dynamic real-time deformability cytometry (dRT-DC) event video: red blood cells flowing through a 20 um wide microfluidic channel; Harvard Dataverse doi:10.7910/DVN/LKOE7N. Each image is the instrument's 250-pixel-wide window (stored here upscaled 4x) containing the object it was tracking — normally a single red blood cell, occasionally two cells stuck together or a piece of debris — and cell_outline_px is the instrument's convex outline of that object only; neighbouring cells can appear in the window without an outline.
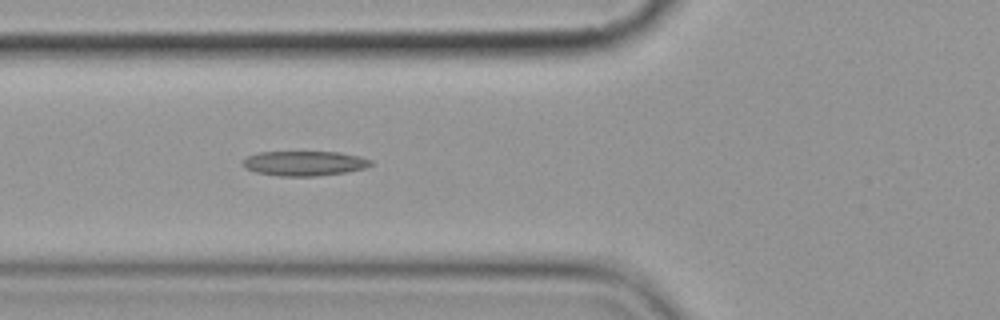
{"species": "common noctule bat (a hibernating species)", "species_latin": "Nyctalus noctula", "temperature_condition": "cold", "stored_images_in_passage": 7, "camera_frame_rate_fps": 3000, "um_per_image_px": 0.085, "animal": {"sex": "female", "body_mass_g": 19.9}, "frame": {"image": 1, "passage_image": 7, "time_ms": 6.667, "image_size_px": [1000, 320], "cell_outline_px": [[372, 164], [364, 168], [348, 172], [316, 176], [276, 176], [256, 172], [244, 168], [240, 164], [248, 156], [260, 152], [340, 152], [360, 156], [372, 160]], "centroid_in_image_um": [25.86, 13.89], "position_along_channel_um": 99.9, "area_um2": 18.61}}